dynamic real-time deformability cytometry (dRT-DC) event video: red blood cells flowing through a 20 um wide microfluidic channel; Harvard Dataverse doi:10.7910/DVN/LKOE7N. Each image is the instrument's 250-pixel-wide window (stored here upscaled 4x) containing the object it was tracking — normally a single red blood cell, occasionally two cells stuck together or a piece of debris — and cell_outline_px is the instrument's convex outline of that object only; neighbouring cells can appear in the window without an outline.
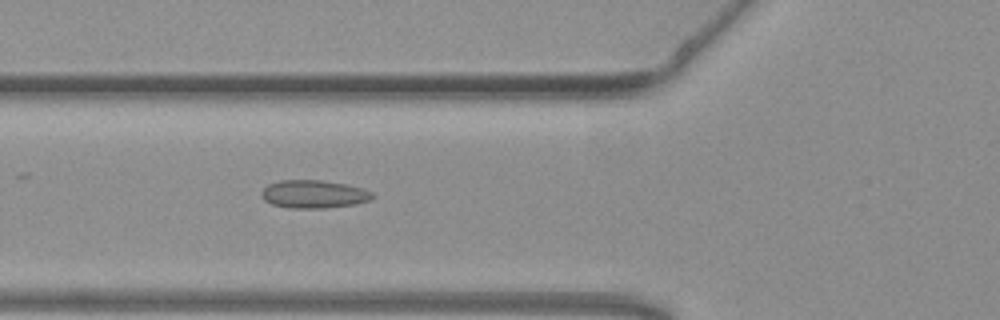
{"species": "common noctule bat (a hibernating species)", "species_latin": "Nyctalus noctula", "temperature_condition": "warm", "stored_images_in_passage": 47, "camera_frame_rate_fps": 3000, "um_per_image_px": 0.085, "animal": {"sex": "female", "body_mass_g": 19.3, "forearm_length_mm": 54.1}, "frame": {"image": 1, "passage_image": 13, "time_ms": 4.0, "image_size_px": [1000, 320], "cell_outline_px": [[372, 196], [368, 200], [356, 204], [324, 208], [288, 208], [272, 204], [264, 200], [260, 196], [260, 192], [268, 184], [280, 180], [320, 180], [348, 184], [364, 188], [372, 192]], "centroid_in_image_um": [26.64, 16.5], "position_along_channel_um": 99.2, "area_um2": 18.21}}
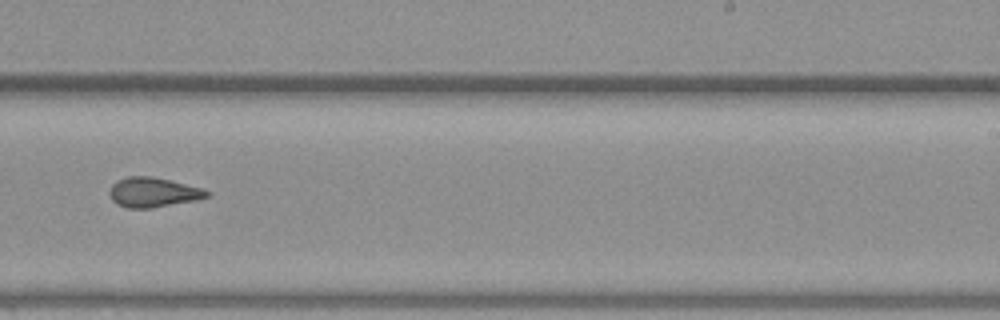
{"frame": {"image": 2, "passage_image": 27, "time_ms": 8.667, "image_size_px": [1000, 320], "cell_outline_px": [[212, 196], [196, 200], [148, 208], [128, 208], [116, 204], [112, 200], [108, 192], [112, 184], [116, 180], [128, 176], [152, 176], [204, 188], [212, 192]], "centroid_in_image_um": [13.03, 16.34], "position_along_channel_um": 276.0, "area_um2": 17.05}}
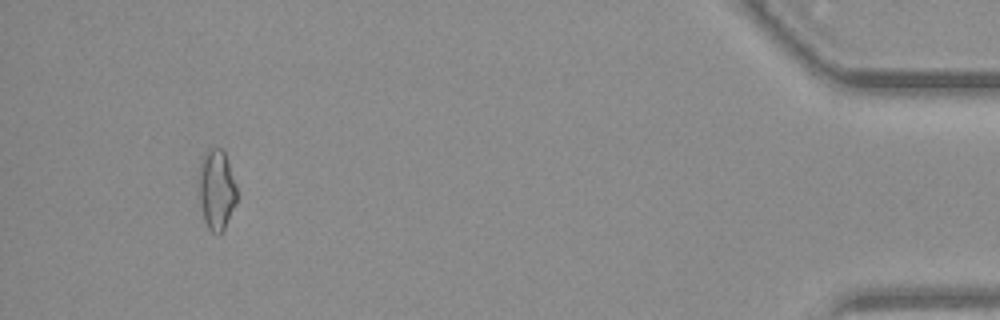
{"frame": {"image": 3, "passage_image": 44, "time_ms": 14.333, "image_size_px": [1000, 320], "cell_outline_px": [[236, 200], [224, 228], [220, 232], [212, 232], [208, 228], [204, 220], [200, 208], [200, 160], [208, 148], [220, 148], [224, 152], [236, 184]], "centroid_in_image_um": [18.39, 16.09], "position_along_channel_um": 416.8, "area_um2": 17.28}, "authors_computed_cell_mechanics": {"area_um2": 17.051, "velocity_mm_per_s": 3.7851, "shape_relaxation_time_tau1_ms": null, "shape_relaxation_time_tau2_ms": 2.4052, "deformation_change_tau1": null, "deformation_change_tau2": 0.0974}}